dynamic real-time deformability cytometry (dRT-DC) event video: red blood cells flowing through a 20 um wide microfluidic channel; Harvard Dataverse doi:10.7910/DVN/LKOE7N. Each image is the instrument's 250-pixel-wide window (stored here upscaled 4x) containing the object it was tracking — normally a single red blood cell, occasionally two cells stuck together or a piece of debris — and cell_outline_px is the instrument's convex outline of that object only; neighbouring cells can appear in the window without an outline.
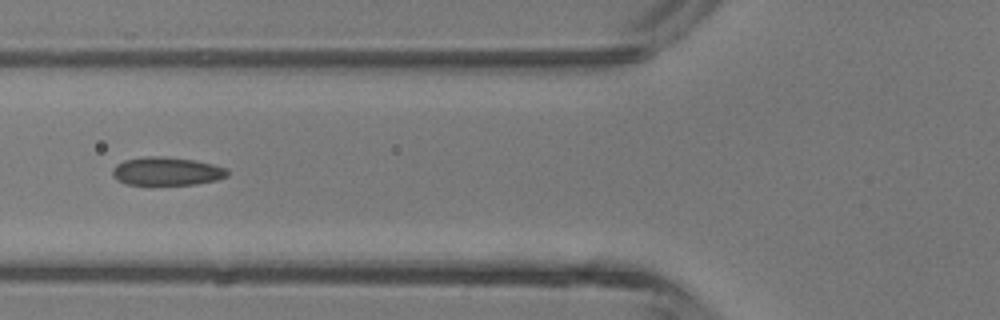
{"species": "common noctule bat (a hibernating species)", "species_latin": "Nyctalus noctula", "temperature_condition": "room temperature", "stored_images_in_passage": 4, "camera_frame_rate_fps": 3000, "um_per_image_px": 0.085, "animal": {"sex": "male", "body_mass_g": 13.3}, "frame": {"image": 1, "passage_image": 4, "time_ms": 3.333, "image_size_px": [1000, 320], "cell_outline_px": [[228, 176], [216, 180], [196, 184], [128, 184], [116, 180], [112, 176], [112, 168], [116, 164], [124, 160], [144, 156], [164, 156], [196, 160], [228, 168]], "centroid_in_image_um": [14.16, 14.54], "position_along_channel_um": 111.6, "area_um2": 19.07}}